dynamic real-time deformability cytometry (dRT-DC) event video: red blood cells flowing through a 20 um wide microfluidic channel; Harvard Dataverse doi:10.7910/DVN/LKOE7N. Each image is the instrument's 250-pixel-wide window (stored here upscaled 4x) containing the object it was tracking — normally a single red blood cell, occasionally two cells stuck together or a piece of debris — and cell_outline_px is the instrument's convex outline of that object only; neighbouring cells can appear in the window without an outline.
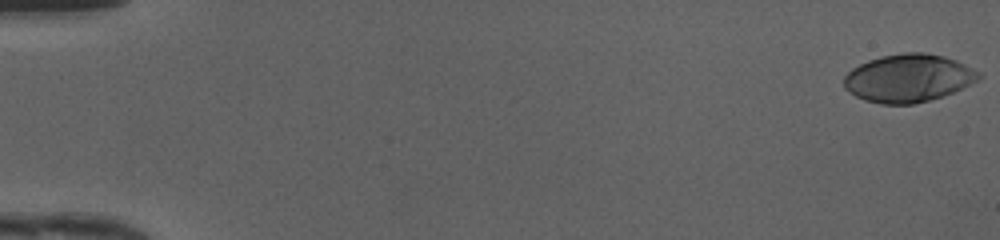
{"species": "human", "species_latin": "Homo sapiens", "temperature_condition": "cold", "stored_images_in_passage": 49, "camera_frame_rate_fps": 3000, "um_per_image_px": 0.085, "donor": {"sex": "female"}, "frame": {"image": 1, "passage_image": 1, "time_ms": 0.0, "image_size_px": [1000, 240], "cell_outline_px": [[984, 76], [952, 92], [928, 100], [912, 104], [880, 104], [864, 100], [848, 92], [844, 88], [844, 76], [852, 68], [868, 60], [880, 56], [904, 52], [924, 52], [944, 56], [956, 60], [980, 72]], "centroid_in_image_um": [77.17, 6.63], "position_along_channel_um": 7.8, "area_um2": 37.51}}
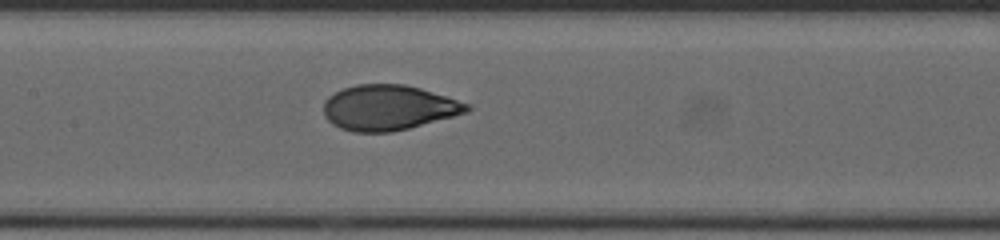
{"frame": {"image": 2, "passage_image": 25, "time_ms": 8.0, "image_size_px": [1000, 240], "cell_outline_px": [[472, 108], [468, 112], [408, 128], [392, 132], [352, 132], [340, 128], [332, 124], [324, 116], [324, 100], [328, 96], [344, 88], [356, 84], [404, 84], [420, 88], [472, 104]], "centroid_in_image_um": [33.02, 9.15], "position_along_channel_um": 174.4, "area_um2": 37.8}}
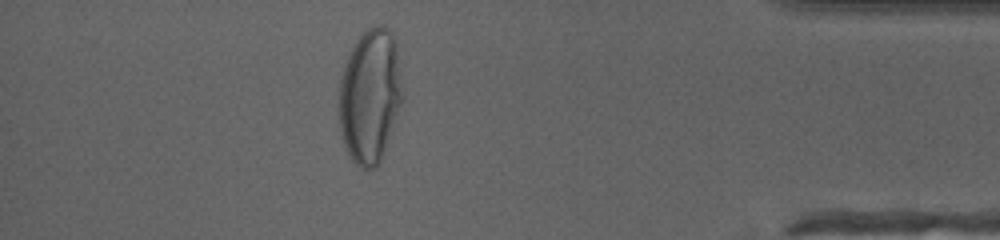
{"frame": {"image": 3, "passage_image": 44, "time_ms": 14.333, "image_size_px": [1000, 240], "cell_outline_px": [[404, 100], [380, 164], [376, 168], [360, 168], [352, 160], [336, 128], [336, 88], [344, 60], [356, 40], [368, 28], [376, 24], [380, 24], [388, 28], [392, 32], [396, 40], [404, 92]], "centroid_in_image_um": [31.41, 8.16], "position_along_channel_um": 403.8, "area_um2": 52.25}, "authors_computed_cell_mechanics": {"area_um2": 37.3388, "velocity_mm_per_s": 4.2137, "shape_relaxation_time_tau1_ms": 3.808, "shape_relaxation_time_tau2_ms": null, "deformation_change_tau1": 0.1971, "deformation_change_tau2": null}}